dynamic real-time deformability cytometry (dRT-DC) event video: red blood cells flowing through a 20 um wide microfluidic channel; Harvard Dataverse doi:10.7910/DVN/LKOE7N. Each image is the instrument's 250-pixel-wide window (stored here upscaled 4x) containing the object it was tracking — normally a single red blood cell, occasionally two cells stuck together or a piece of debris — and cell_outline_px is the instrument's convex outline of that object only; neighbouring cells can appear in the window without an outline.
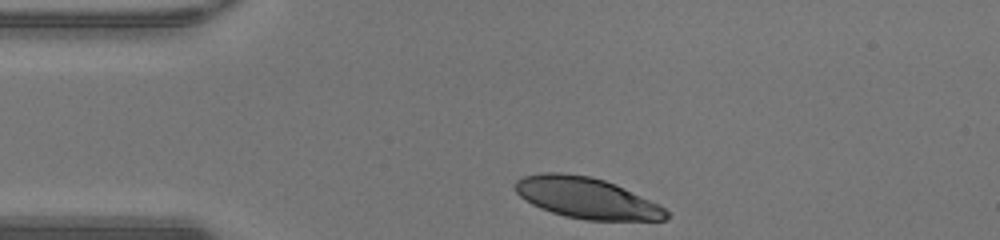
{"species": "human", "species_latin": "Homo sapiens", "temperature_condition": "warm", "stored_images_in_passage": 29, "camera_frame_rate_fps": 3000, "um_per_image_px": 0.085, "donor": {"sex": "male"}, "frame": {"image": 1, "passage_image": 1, "time_ms": 0.0, "image_size_px": [1000, 240], "cell_outline_px": [[668, 220], [584, 220], [564, 216], [540, 208], [532, 204], [520, 196], [512, 188], [512, 184], [516, 180], [524, 176], [540, 172], [560, 172], [588, 176], [604, 180], [616, 184], [660, 204], [668, 212]], "centroid_in_image_um": [49.84, 16.82], "position_along_channel_um": 35.2, "area_um2": 36.36}}
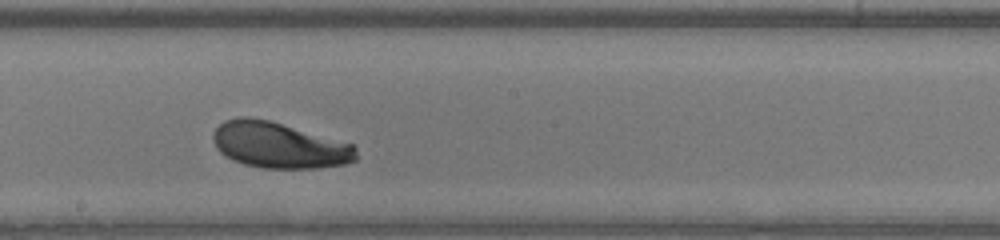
{"frame": {"image": 2, "passage_image": 17, "time_ms": 5.333, "image_size_px": [1000, 240], "cell_outline_px": [[356, 160], [348, 164], [316, 168], [264, 168], [244, 164], [232, 160], [220, 152], [216, 148], [212, 140], [212, 136], [216, 128], [224, 120], [236, 116], [248, 116], [268, 120], [352, 144], [356, 148]], "centroid_in_image_um": [23.68, 12.34], "position_along_channel_um": 224.5, "area_um2": 38.26}}
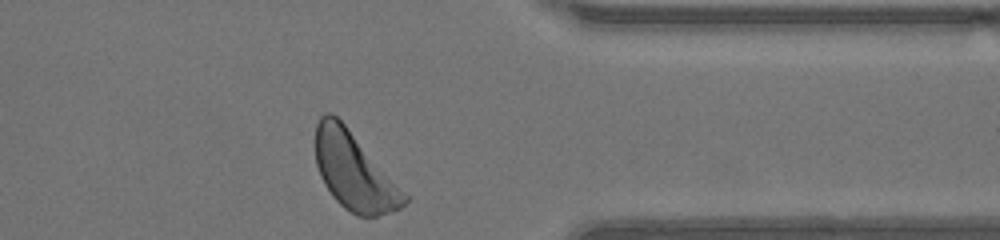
{"frame": {"image": 3, "passage_image": 29, "time_ms": 9.333, "image_size_px": [1000, 240], "cell_outline_px": [[412, 196], [400, 208], [376, 216], [356, 216], [344, 208], [332, 196], [324, 184], [320, 176], [316, 164], [316, 124], [320, 116], [324, 112], [332, 112], [344, 124]], "centroid_in_image_um": [30.14, 14.57], "position_along_channel_um": 381.3, "area_um2": 40.4}, "authors_computed_cell_mechanics": {"area_um2": 38.2636, "velocity_mm_per_s": 4.2536, "shape_relaxation_time_tau1_ms": 1.3577, "shape_relaxation_time_tau2_ms": null, "deformation_change_tau1": 0.1029, "deformation_change_tau2": null}}